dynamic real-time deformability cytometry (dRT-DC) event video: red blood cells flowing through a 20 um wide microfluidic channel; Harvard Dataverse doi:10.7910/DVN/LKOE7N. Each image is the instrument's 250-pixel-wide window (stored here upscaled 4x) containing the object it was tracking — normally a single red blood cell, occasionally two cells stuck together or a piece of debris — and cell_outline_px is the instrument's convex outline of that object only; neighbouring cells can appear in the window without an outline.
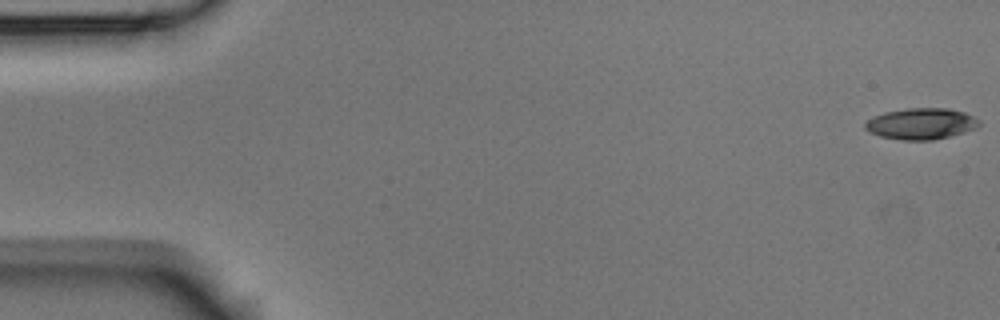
{"species": "Egyptian fruit bat (a non-hibernating species)", "species_latin": "Rousettus aegyptiacus", "temperature_condition": "room temperature", "stored_images_in_passage": 10, "camera_frame_rate_fps": 3000, "um_per_image_px": 0.085, "animal": {"sex": "male"}, "frame": {"image": 1, "passage_image": 1, "time_ms": 0.0, "image_size_px": [1000, 320], "cell_outline_px": [[980, 124], [976, 128], [964, 132], [932, 140], [900, 140], [880, 136], [868, 132], [864, 128], [864, 124], [872, 116], [884, 112], [908, 108], [948, 108], [964, 112], [980, 120]], "centroid_in_image_um": [78.26, 10.51], "position_along_channel_um": 6.7, "area_um2": 20.81}}